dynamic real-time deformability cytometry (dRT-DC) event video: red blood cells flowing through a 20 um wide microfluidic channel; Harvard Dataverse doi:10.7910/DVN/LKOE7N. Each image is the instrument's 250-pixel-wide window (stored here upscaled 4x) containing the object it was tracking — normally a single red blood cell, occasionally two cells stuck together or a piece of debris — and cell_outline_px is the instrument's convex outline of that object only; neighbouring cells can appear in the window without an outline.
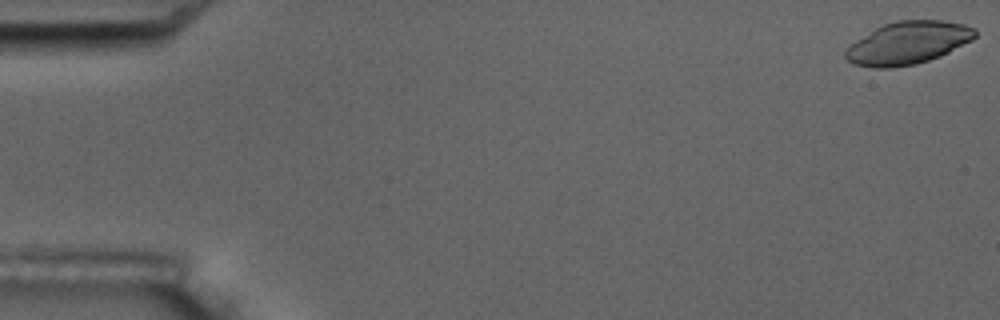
{"species": "common noctule bat (a hibernating species)", "species_latin": "Nyctalus noctula", "temperature_condition": "room temperature", "stored_images_in_passage": 5, "camera_frame_rate_fps": 3000, "um_per_image_px": 0.085, "animal": {"sex": "male", "body_mass_g": 17.5, "forearm_length_mm": 52.3}, "frame": {"image": 1, "passage_image": 1, "time_ms": 0.0, "image_size_px": [1000, 320], "cell_outline_px": [[976, 36], [972, 40], [940, 56], [916, 64], [892, 68], [872, 68], [856, 64], [848, 60], [844, 56], [844, 52], [856, 40], [876, 28], [884, 24], [896, 20], [940, 20], [964, 24], [976, 28]], "centroid_in_image_um": [77.19, 3.65], "position_along_channel_um": 7.8, "area_um2": 32.02}}